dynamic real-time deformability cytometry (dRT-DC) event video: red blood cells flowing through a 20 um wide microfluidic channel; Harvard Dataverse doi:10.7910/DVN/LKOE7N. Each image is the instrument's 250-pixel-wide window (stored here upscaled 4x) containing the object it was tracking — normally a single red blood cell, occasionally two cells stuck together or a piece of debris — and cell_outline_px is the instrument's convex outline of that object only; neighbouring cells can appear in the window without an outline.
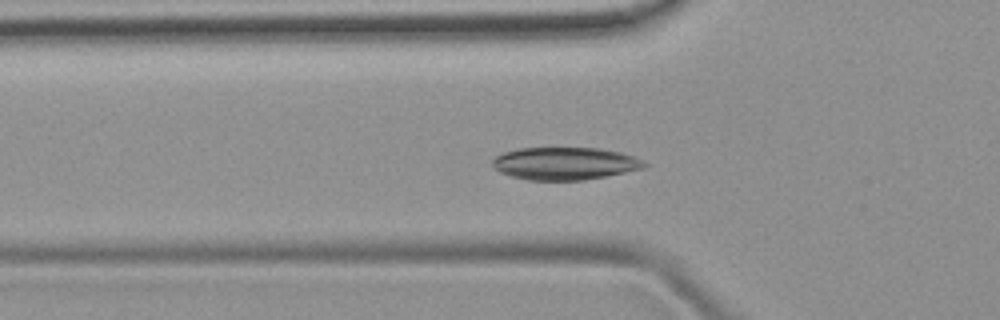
{"species": "common noctule bat (a hibernating species)", "species_latin": "Nyctalus noctula", "temperature_condition": "room temperature", "stored_images_in_passage": 50, "camera_frame_rate_fps": 3000, "um_per_image_px": 0.085, "animal": {"sex": "female", "body_mass_g": 19.9}, "frame": {"image": 1, "passage_image": 17, "time_ms": 5.333, "image_size_px": [1000, 320], "cell_outline_px": [[648, 164], [644, 168], [584, 180], [528, 180], [512, 176], [500, 172], [492, 168], [492, 160], [496, 156], [504, 152], [520, 148], [600, 148], [620, 152], [636, 156], [644, 160]], "centroid_in_image_um": [48.02, 13.89], "position_along_channel_um": 77.8, "area_um2": 28.9}}
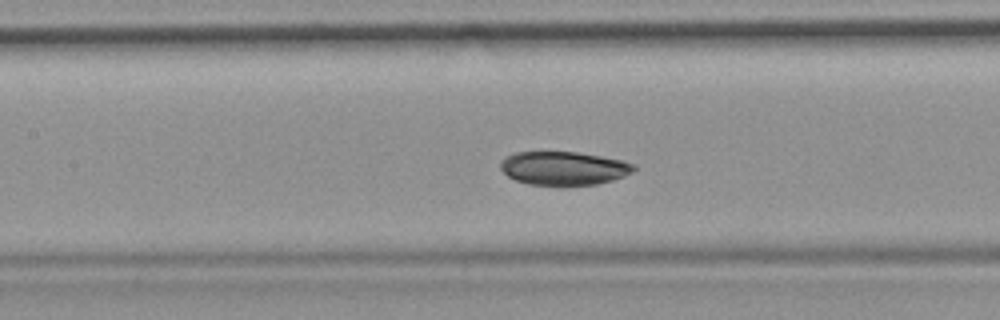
{"frame": {"image": 2, "passage_image": 23, "time_ms": 7.333, "image_size_px": [1000, 320], "cell_outline_px": [[636, 168], [632, 172], [624, 176], [612, 180], [596, 184], [564, 188], [528, 184], [516, 180], [508, 176], [500, 168], [500, 160], [504, 156], [516, 152], [576, 152], [624, 160], [636, 164]], "centroid_in_image_um": [47.91, 14.33], "position_along_channel_um": 159.5, "area_um2": 26.88}}
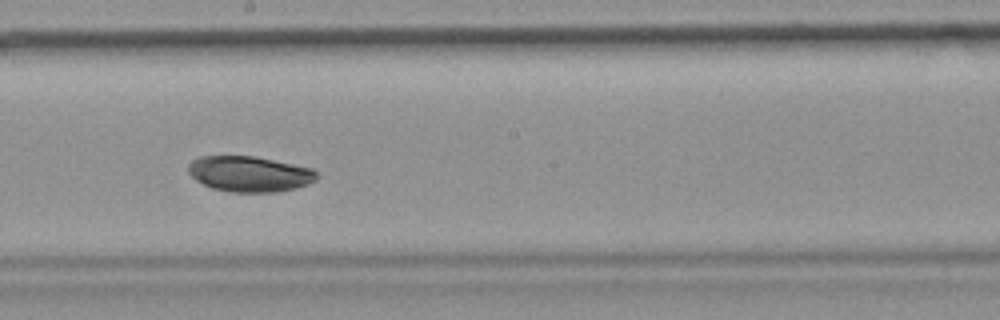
{"frame": {"image": 3, "passage_image": 28, "time_ms": 9.0, "image_size_px": [1000, 320], "cell_outline_px": [[316, 180], [308, 184], [296, 188], [276, 192], [232, 192], [212, 188], [196, 180], [188, 172], [188, 164], [192, 160], [200, 156], [256, 156], [312, 168], [316, 172]], "centroid_in_image_um": [21.2, 14.78], "position_along_channel_um": 227.0, "area_um2": 26.65}}